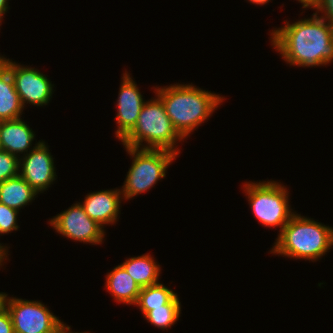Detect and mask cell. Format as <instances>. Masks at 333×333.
<instances>
[{
	"mask_svg": "<svg viewBox=\"0 0 333 333\" xmlns=\"http://www.w3.org/2000/svg\"><path fill=\"white\" fill-rule=\"evenodd\" d=\"M317 15L272 30L271 43L288 64L314 67L333 62V24Z\"/></svg>",
	"mask_w": 333,
	"mask_h": 333,
	"instance_id": "cell-1",
	"label": "cell"
},
{
	"mask_svg": "<svg viewBox=\"0 0 333 333\" xmlns=\"http://www.w3.org/2000/svg\"><path fill=\"white\" fill-rule=\"evenodd\" d=\"M156 89L173 127L184 139L207 120L224 100V97L189 84Z\"/></svg>",
	"mask_w": 333,
	"mask_h": 333,
	"instance_id": "cell-2",
	"label": "cell"
},
{
	"mask_svg": "<svg viewBox=\"0 0 333 333\" xmlns=\"http://www.w3.org/2000/svg\"><path fill=\"white\" fill-rule=\"evenodd\" d=\"M333 246V228L293 214L279 233L274 254L317 261Z\"/></svg>",
	"mask_w": 333,
	"mask_h": 333,
	"instance_id": "cell-3",
	"label": "cell"
},
{
	"mask_svg": "<svg viewBox=\"0 0 333 333\" xmlns=\"http://www.w3.org/2000/svg\"><path fill=\"white\" fill-rule=\"evenodd\" d=\"M183 138L178 134L166 114L162 100L157 96L144 103L134 128L121 140L124 146L142 149H163L178 155L174 147Z\"/></svg>",
	"mask_w": 333,
	"mask_h": 333,
	"instance_id": "cell-4",
	"label": "cell"
},
{
	"mask_svg": "<svg viewBox=\"0 0 333 333\" xmlns=\"http://www.w3.org/2000/svg\"><path fill=\"white\" fill-rule=\"evenodd\" d=\"M134 158L121 193L123 199L133 198L150 189L166 176V168L175 159V153L163 149H142L125 146Z\"/></svg>",
	"mask_w": 333,
	"mask_h": 333,
	"instance_id": "cell-5",
	"label": "cell"
},
{
	"mask_svg": "<svg viewBox=\"0 0 333 333\" xmlns=\"http://www.w3.org/2000/svg\"><path fill=\"white\" fill-rule=\"evenodd\" d=\"M245 183L244 191L254 216L266 227L279 226L281 232L294 214L289 206L288 190L275 181Z\"/></svg>",
	"mask_w": 333,
	"mask_h": 333,
	"instance_id": "cell-6",
	"label": "cell"
},
{
	"mask_svg": "<svg viewBox=\"0 0 333 333\" xmlns=\"http://www.w3.org/2000/svg\"><path fill=\"white\" fill-rule=\"evenodd\" d=\"M14 333H53L63 322L40 301L9 297L7 301Z\"/></svg>",
	"mask_w": 333,
	"mask_h": 333,
	"instance_id": "cell-7",
	"label": "cell"
},
{
	"mask_svg": "<svg viewBox=\"0 0 333 333\" xmlns=\"http://www.w3.org/2000/svg\"><path fill=\"white\" fill-rule=\"evenodd\" d=\"M0 62L9 70L15 89L24 108L25 103L43 106L52 97L53 85L43 73L31 67H24L0 56Z\"/></svg>",
	"mask_w": 333,
	"mask_h": 333,
	"instance_id": "cell-8",
	"label": "cell"
},
{
	"mask_svg": "<svg viewBox=\"0 0 333 333\" xmlns=\"http://www.w3.org/2000/svg\"><path fill=\"white\" fill-rule=\"evenodd\" d=\"M50 225L71 240L100 244L104 238V229L96 221L92 220L80 203L57 214L50 220Z\"/></svg>",
	"mask_w": 333,
	"mask_h": 333,
	"instance_id": "cell-9",
	"label": "cell"
},
{
	"mask_svg": "<svg viewBox=\"0 0 333 333\" xmlns=\"http://www.w3.org/2000/svg\"><path fill=\"white\" fill-rule=\"evenodd\" d=\"M29 153L20 158L19 175L37 192L47 190L55 181L53 157L45 142L39 141ZM22 160V161H21Z\"/></svg>",
	"mask_w": 333,
	"mask_h": 333,
	"instance_id": "cell-10",
	"label": "cell"
},
{
	"mask_svg": "<svg viewBox=\"0 0 333 333\" xmlns=\"http://www.w3.org/2000/svg\"><path fill=\"white\" fill-rule=\"evenodd\" d=\"M117 100L118 112L116 115V137L122 140L135 126L141 109L144 105L139 89L129 74L123 73Z\"/></svg>",
	"mask_w": 333,
	"mask_h": 333,
	"instance_id": "cell-11",
	"label": "cell"
},
{
	"mask_svg": "<svg viewBox=\"0 0 333 333\" xmlns=\"http://www.w3.org/2000/svg\"><path fill=\"white\" fill-rule=\"evenodd\" d=\"M121 190H102L86 195L83 204L85 213L101 227L115 223L121 203Z\"/></svg>",
	"mask_w": 333,
	"mask_h": 333,
	"instance_id": "cell-12",
	"label": "cell"
},
{
	"mask_svg": "<svg viewBox=\"0 0 333 333\" xmlns=\"http://www.w3.org/2000/svg\"><path fill=\"white\" fill-rule=\"evenodd\" d=\"M35 137L29 125L21 118L0 121V147L1 150L19 156L18 153H28Z\"/></svg>",
	"mask_w": 333,
	"mask_h": 333,
	"instance_id": "cell-13",
	"label": "cell"
},
{
	"mask_svg": "<svg viewBox=\"0 0 333 333\" xmlns=\"http://www.w3.org/2000/svg\"><path fill=\"white\" fill-rule=\"evenodd\" d=\"M106 288L116 301L130 305L136 304L141 290V287L121 265L107 274Z\"/></svg>",
	"mask_w": 333,
	"mask_h": 333,
	"instance_id": "cell-14",
	"label": "cell"
},
{
	"mask_svg": "<svg viewBox=\"0 0 333 333\" xmlns=\"http://www.w3.org/2000/svg\"><path fill=\"white\" fill-rule=\"evenodd\" d=\"M22 109L11 73L0 62V121L20 118Z\"/></svg>",
	"mask_w": 333,
	"mask_h": 333,
	"instance_id": "cell-15",
	"label": "cell"
},
{
	"mask_svg": "<svg viewBox=\"0 0 333 333\" xmlns=\"http://www.w3.org/2000/svg\"><path fill=\"white\" fill-rule=\"evenodd\" d=\"M37 194L20 175L0 183V202L18 211L32 202Z\"/></svg>",
	"mask_w": 333,
	"mask_h": 333,
	"instance_id": "cell-16",
	"label": "cell"
},
{
	"mask_svg": "<svg viewBox=\"0 0 333 333\" xmlns=\"http://www.w3.org/2000/svg\"><path fill=\"white\" fill-rule=\"evenodd\" d=\"M120 265L141 288L159 283L160 266L148 253L129 258Z\"/></svg>",
	"mask_w": 333,
	"mask_h": 333,
	"instance_id": "cell-17",
	"label": "cell"
},
{
	"mask_svg": "<svg viewBox=\"0 0 333 333\" xmlns=\"http://www.w3.org/2000/svg\"><path fill=\"white\" fill-rule=\"evenodd\" d=\"M176 295L172 289L161 283H157L141 288L135 305L139 306V309L143 312L142 314L145 315L148 311L153 310V308L168 304Z\"/></svg>",
	"mask_w": 333,
	"mask_h": 333,
	"instance_id": "cell-18",
	"label": "cell"
},
{
	"mask_svg": "<svg viewBox=\"0 0 333 333\" xmlns=\"http://www.w3.org/2000/svg\"><path fill=\"white\" fill-rule=\"evenodd\" d=\"M180 311L181 305L178 295H176L168 304L153 308L144 317L155 327L165 330L168 327L171 328L179 319Z\"/></svg>",
	"mask_w": 333,
	"mask_h": 333,
	"instance_id": "cell-19",
	"label": "cell"
},
{
	"mask_svg": "<svg viewBox=\"0 0 333 333\" xmlns=\"http://www.w3.org/2000/svg\"><path fill=\"white\" fill-rule=\"evenodd\" d=\"M20 158L0 150V183L19 175Z\"/></svg>",
	"mask_w": 333,
	"mask_h": 333,
	"instance_id": "cell-20",
	"label": "cell"
},
{
	"mask_svg": "<svg viewBox=\"0 0 333 333\" xmlns=\"http://www.w3.org/2000/svg\"><path fill=\"white\" fill-rule=\"evenodd\" d=\"M18 212V210L10 208L0 202V234H7L19 228L16 224Z\"/></svg>",
	"mask_w": 333,
	"mask_h": 333,
	"instance_id": "cell-21",
	"label": "cell"
},
{
	"mask_svg": "<svg viewBox=\"0 0 333 333\" xmlns=\"http://www.w3.org/2000/svg\"><path fill=\"white\" fill-rule=\"evenodd\" d=\"M317 11H322L321 13L324 12L323 18L328 19L333 24V0H319L318 6H317Z\"/></svg>",
	"mask_w": 333,
	"mask_h": 333,
	"instance_id": "cell-22",
	"label": "cell"
},
{
	"mask_svg": "<svg viewBox=\"0 0 333 333\" xmlns=\"http://www.w3.org/2000/svg\"><path fill=\"white\" fill-rule=\"evenodd\" d=\"M0 333H14L12 318L7 309L0 314Z\"/></svg>",
	"mask_w": 333,
	"mask_h": 333,
	"instance_id": "cell-23",
	"label": "cell"
},
{
	"mask_svg": "<svg viewBox=\"0 0 333 333\" xmlns=\"http://www.w3.org/2000/svg\"><path fill=\"white\" fill-rule=\"evenodd\" d=\"M7 294L6 293H0V314L3 313L7 309Z\"/></svg>",
	"mask_w": 333,
	"mask_h": 333,
	"instance_id": "cell-24",
	"label": "cell"
},
{
	"mask_svg": "<svg viewBox=\"0 0 333 333\" xmlns=\"http://www.w3.org/2000/svg\"><path fill=\"white\" fill-rule=\"evenodd\" d=\"M303 4V8H314L316 9L319 3V0H298Z\"/></svg>",
	"mask_w": 333,
	"mask_h": 333,
	"instance_id": "cell-25",
	"label": "cell"
},
{
	"mask_svg": "<svg viewBox=\"0 0 333 333\" xmlns=\"http://www.w3.org/2000/svg\"><path fill=\"white\" fill-rule=\"evenodd\" d=\"M8 0H0V25H1V21H2V16L3 14L6 13L7 9H8Z\"/></svg>",
	"mask_w": 333,
	"mask_h": 333,
	"instance_id": "cell-26",
	"label": "cell"
},
{
	"mask_svg": "<svg viewBox=\"0 0 333 333\" xmlns=\"http://www.w3.org/2000/svg\"><path fill=\"white\" fill-rule=\"evenodd\" d=\"M66 324H62L60 327H58L53 333H73L70 331V327L69 326H65ZM78 333V332H75ZM81 333V332H80ZM83 333V332H82ZM84 333H88V332H84Z\"/></svg>",
	"mask_w": 333,
	"mask_h": 333,
	"instance_id": "cell-27",
	"label": "cell"
},
{
	"mask_svg": "<svg viewBox=\"0 0 333 333\" xmlns=\"http://www.w3.org/2000/svg\"><path fill=\"white\" fill-rule=\"evenodd\" d=\"M8 248H6L5 246H2L1 244H0V266L2 265V262L4 261V259H6V257H7V252L8 251H6Z\"/></svg>",
	"mask_w": 333,
	"mask_h": 333,
	"instance_id": "cell-28",
	"label": "cell"
},
{
	"mask_svg": "<svg viewBox=\"0 0 333 333\" xmlns=\"http://www.w3.org/2000/svg\"><path fill=\"white\" fill-rule=\"evenodd\" d=\"M250 3H253V4H259V5H264L266 3H268L270 0H249Z\"/></svg>",
	"mask_w": 333,
	"mask_h": 333,
	"instance_id": "cell-29",
	"label": "cell"
}]
</instances>
